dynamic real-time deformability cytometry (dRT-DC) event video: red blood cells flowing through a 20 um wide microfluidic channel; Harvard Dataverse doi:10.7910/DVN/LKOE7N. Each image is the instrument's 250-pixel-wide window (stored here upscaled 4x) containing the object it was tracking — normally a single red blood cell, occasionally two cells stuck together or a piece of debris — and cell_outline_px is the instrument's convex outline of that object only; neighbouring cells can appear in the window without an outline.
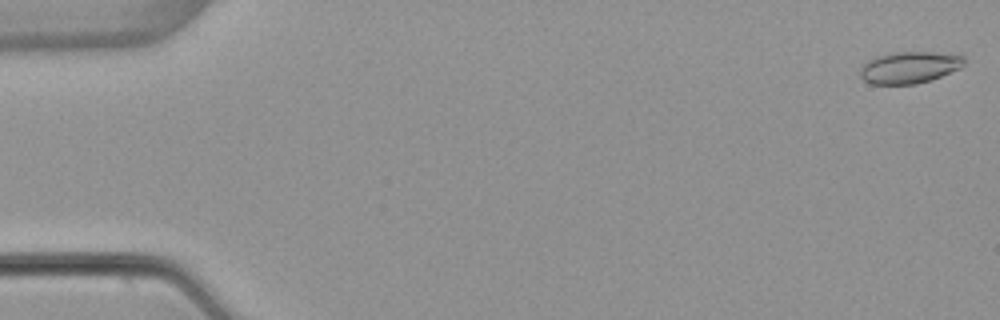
{"species": "common noctule bat (a hibernating species)", "species_latin": "Nyctalus noctula", "temperature_condition": "warm", "stored_images_in_passage": 53, "camera_frame_rate_fps": 3000, "um_per_image_px": 0.085, "animal": {"sex": "female", "body_mass_g": 22.7, "forearm_length_mm": 54.2}, "frame": {"image": 1, "passage_image": 1, "time_ms": 0.0, "image_size_px": [1000, 320], "cell_outline_px": [[964, 64], [960, 68], [932, 80], [916, 84], [872, 84], [864, 80], [860, 76], [860, 64], [876, 56], [888, 52], [932, 52], [964, 56]], "centroid_in_image_um": [77.25, 5.73], "position_along_channel_um": 7.7, "area_um2": 19.42}}
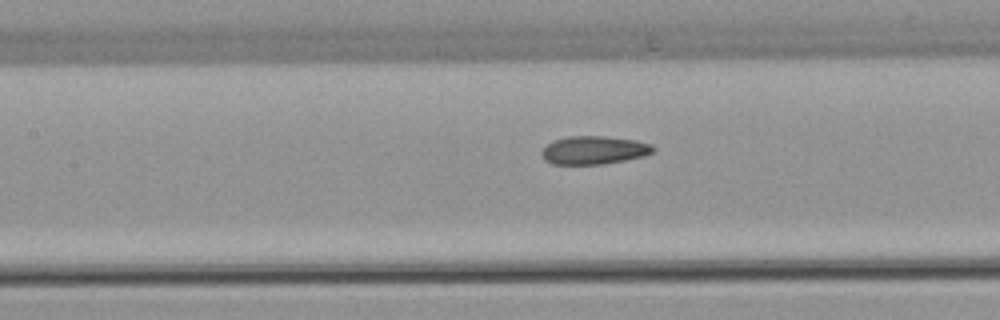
{"frame": {"image": 2, "passage_image": 24, "time_ms": 7.667, "image_size_px": [1000, 320], "cell_outline_px": [[656, 152], [644, 156], [604, 164], [552, 164], [544, 160], [540, 152], [552, 140], [568, 136], [604, 136], [636, 140], [652, 144], [656, 148]], "centroid_in_image_um": [50.51, 12.76], "position_along_channel_um": 156.9, "area_um2": 18.55}}
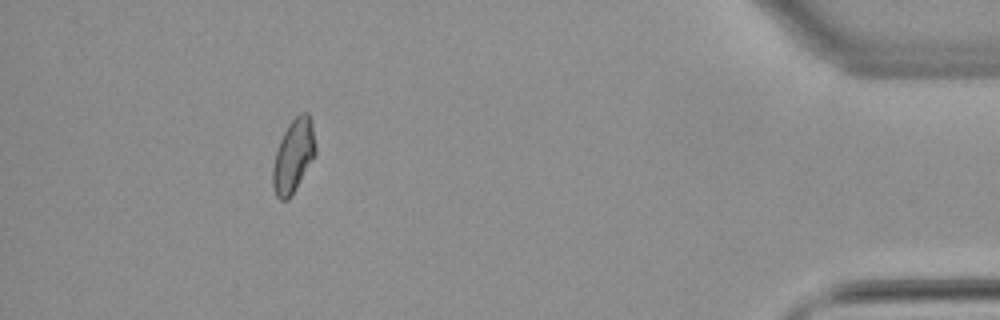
{"frame": {"image": 3, "passage_image": 48, "time_ms": 15.667, "image_size_px": [1000, 320], "cell_outline_px": [[316, 152], [292, 196], [288, 200], [280, 200], [276, 196], [272, 184], [272, 168], [276, 152], [280, 140], [288, 124], [300, 112], [308, 112], [312, 120], [316, 148]], "centroid_in_image_um": [24.94, 13.24], "position_along_channel_um": 410.3, "area_um2": 18.26}, "authors_computed_cell_mechanics": {"area_um2": 18.496, "velocity_mm_per_s": 3.8923, "shape_relaxation_time_tau1_ms": null, "shape_relaxation_time_tau2_ms": 2.8096, "deformation_change_tau1": null, "deformation_change_tau2": 0.0742}}